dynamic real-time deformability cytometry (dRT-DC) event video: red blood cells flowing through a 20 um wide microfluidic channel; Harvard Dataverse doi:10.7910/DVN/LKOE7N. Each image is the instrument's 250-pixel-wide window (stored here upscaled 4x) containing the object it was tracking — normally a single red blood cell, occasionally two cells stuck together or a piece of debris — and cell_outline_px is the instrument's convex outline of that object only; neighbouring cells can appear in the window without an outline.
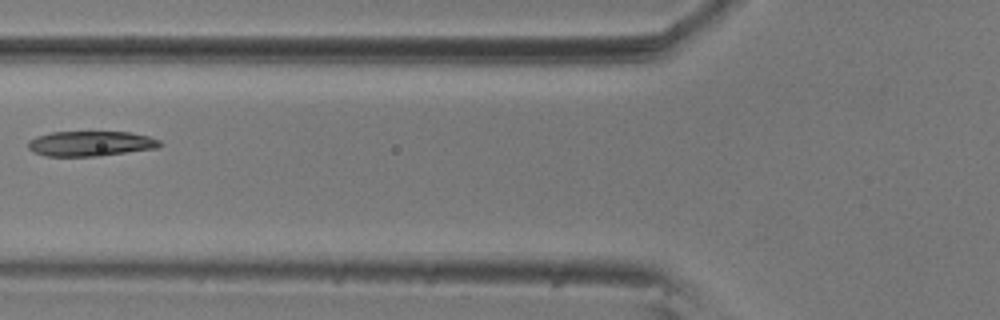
{"species": "common noctule bat (a hibernating species)", "species_latin": "Nyctalus noctula", "temperature_condition": "room temperature", "stored_images_in_passage": 3, "camera_frame_rate_fps": 3000, "um_per_image_px": 0.085, "animal": {"sex": "male", "body_mass_g": 20.5, "forearm_length_mm": 52.5}, "frame": {"image": 1, "passage_image": 2, "time_ms": 0.333, "image_size_px": [1000, 320], "cell_outline_px": [[164, 144], [156, 148], [100, 156], [44, 156], [32, 152], [28, 148], [28, 140], [36, 136], [52, 132], [128, 132], [148, 136], [160, 140]], "centroid_in_image_um": [7.68, 12.21], "position_along_channel_um": 118.1, "area_um2": 19.36}}
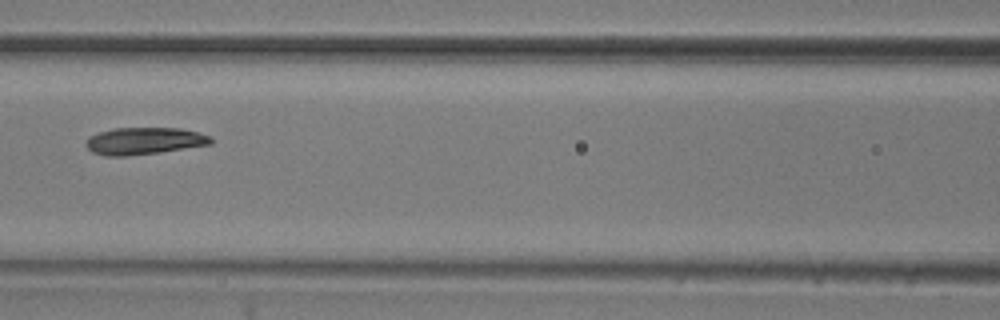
{"frame": {"image": 2, "passage_image": 3, "time_ms": 0.667, "image_size_px": [1000, 320], "cell_outline_px": [[212, 144], [160, 152], [124, 156], [104, 156], [92, 152], [84, 144], [88, 136], [100, 132], [116, 128], [180, 128], [212, 136]], "centroid_in_image_um": [12.24, 11.98], "position_along_channel_um": 154.4, "area_um2": 19.71}}